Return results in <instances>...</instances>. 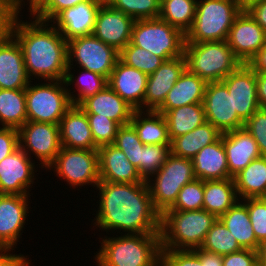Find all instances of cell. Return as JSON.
<instances>
[{"label": "cell", "mask_w": 266, "mask_h": 266, "mask_svg": "<svg viewBox=\"0 0 266 266\" xmlns=\"http://www.w3.org/2000/svg\"><path fill=\"white\" fill-rule=\"evenodd\" d=\"M27 1V2H26ZM45 0H18L12 7L15 15H19L20 17L23 16L22 9H24L28 5V9L31 15ZM23 2V3H22ZM26 2V4H25ZM29 3V4H28ZM22 8V9H21ZM21 12V13H20ZM22 14V15H20Z\"/></svg>", "instance_id": "6f0895ef"}, {"label": "cell", "mask_w": 266, "mask_h": 266, "mask_svg": "<svg viewBox=\"0 0 266 266\" xmlns=\"http://www.w3.org/2000/svg\"><path fill=\"white\" fill-rule=\"evenodd\" d=\"M244 9L266 32V0H255L245 6Z\"/></svg>", "instance_id": "db71d44e"}, {"label": "cell", "mask_w": 266, "mask_h": 266, "mask_svg": "<svg viewBox=\"0 0 266 266\" xmlns=\"http://www.w3.org/2000/svg\"><path fill=\"white\" fill-rule=\"evenodd\" d=\"M243 249L258 251L260 244L251 226L246 204L239 200L219 218Z\"/></svg>", "instance_id": "836d02e7"}, {"label": "cell", "mask_w": 266, "mask_h": 266, "mask_svg": "<svg viewBox=\"0 0 266 266\" xmlns=\"http://www.w3.org/2000/svg\"><path fill=\"white\" fill-rule=\"evenodd\" d=\"M239 201L233 178L204 181L203 209L220 218Z\"/></svg>", "instance_id": "1f68e13d"}, {"label": "cell", "mask_w": 266, "mask_h": 266, "mask_svg": "<svg viewBox=\"0 0 266 266\" xmlns=\"http://www.w3.org/2000/svg\"><path fill=\"white\" fill-rule=\"evenodd\" d=\"M87 0H45L31 15L37 20L50 22L59 12Z\"/></svg>", "instance_id": "c3c4849f"}, {"label": "cell", "mask_w": 266, "mask_h": 266, "mask_svg": "<svg viewBox=\"0 0 266 266\" xmlns=\"http://www.w3.org/2000/svg\"><path fill=\"white\" fill-rule=\"evenodd\" d=\"M19 144L31 159L34 155L40 168L47 169L62 148L59 124L26 121L19 129Z\"/></svg>", "instance_id": "7c38bea8"}, {"label": "cell", "mask_w": 266, "mask_h": 266, "mask_svg": "<svg viewBox=\"0 0 266 266\" xmlns=\"http://www.w3.org/2000/svg\"><path fill=\"white\" fill-rule=\"evenodd\" d=\"M9 3L11 6H13L18 0H3Z\"/></svg>", "instance_id": "91938a15"}, {"label": "cell", "mask_w": 266, "mask_h": 266, "mask_svg": "<svg viewBox=\"0 0 266 266\" xmlns=\"http://www.w3.org/2000/svg\"><path fill=\"white\" fill-rule=\"evenodd\" d=\"M108 4L115 10L132 17L134 20L158 18L160 0H109Z\"/></svg>", "instance_id": "60d3db41"}, {"label": "cell", "mask_w": 266, "mask_h": 266, "mask_svg": "<svg viewBox=\"0 0 266 266\" xmlns=\"http://www.w3.org/2000/svg\"><path fill=\"white\" fill-rule=\"evenodd\" d=\"M131 42L167 61L184 55L186 35L158 17L135 20Z\"/></svg>", "instance_id": "9c48e42d"}, {"label": "cell", "mask_w": 266, "mask_h": 266, "mask_svg": "<svg viewBox=\"0 0 266 266\" xmlns=\"http://www.w3.org/2000/svg\"><path fill=\"white\" fill-rule=\"evenodd\" d=\"M99 238L97 266H157L161 262L160 234H123Z\"/></svg>", "instance_id": "3957f363"}, {"label": "cell", "mask_w": 266, "mask_h": 266, "mask_svg": "<svg viewBox=\"0 0 266 266\" xmlns=\"http://www.w3.org/2000/svg\"><path fill=\"white\" fill-rule=\"evenodd\" d=\"M233 179L239 200L266 198V156L253 160Z\"/></svg>", "instance_id": "4dcf8cb0"}, {"label": "cell", "mask_w": 266, "mask_h": 266, "mask_svg": "<svg viewBox=\"0 0 266 266\" xmlns=\"http://www.w3.org/2000/svg\"><path fill=\"white\" fill-rule=\"evenodd\" d=\"M248 65L255 72L266 73V44L249 61Z\"/></svg>", "instance_id": "11a10c76"}, {"label": "cell", "mask_w": 266, "mask_h": 266, "mask_svg": "<svg viewBox=\"0 0 266 266\" xmlns=\"http://www.w3.org/2000/svg\"><path fill=\"white\" fill-rule=\"evenodd\" d=\"M234 1H236L237 3L243 6V0H234Z\"/></svg>", "instance_id": "6125c7cd"}, {"label": "cell", "mask_w": 266, "mask_h": 266, "mask_svg": "<svg viewBox=\"0 0 266 266\" xmlns=\"http://www.w3.org/2000/svg\"><path fill=\"white\" fill-rule=\"evenodd\" d=\"M197 0H161L159 18L185 35L193 25Z\"/></svg>", "instance_id": "74e56055"}, {"label": "cell", "mask_w": 266, "mask_h": 266, "mask_svg": "<svg viewBox=\"0 0 266 266\" xmlns=\"http://www.w3.org/2000/svg\"><path fill=\"white\" fill-rule=\"evenodd\" d=\"M19 18L14 17L11 35L22 48L30 79L64 80L68 67L67 41L50 22Z\"/></svg>", "instance_id": "7a4b0ae2"}, {"label": "cell", "mask_w": 266, "mask_h": 266, "mask_svg": "<svg viewBox=\"0 0 266 266\" xmlns=\"http://www.w3.org/2000/svg\"><path fill=\"white\" fill-rule=\"evenodd\" d=\"M100 1H102L104 3H108L109 0H100Z\"/></svg>", "instance_id": "be15d7a7"}, {"label": "cell", "mask_w": 266, "mask_h": 266, "mask_svg": "<svg viewBox=\"0 0 266 266\" xmlns=\"http://www.w3.org/2000/svg\"><path fill=\"white\" fill-rule=\"evenodd\" d=\"M96 189L99 206L93 227L99 232L160 234L161 214L154 208L146 182H99Z\"/></svg>", "instance_id": "6da1fadb"}, {"label": "cell", "mask_w": 266, "mask_h": 266, "mask_svg": "<svg viewBox=\"0 0 266 266\" xmlns=\"http://www.w3.org/2000/svg\"><path fill=\"white\" fill-rule=\"evenodd\" d=\"M19 147V130L0 126V162Z\"/></svg>", "instance_id": "681fc988"}, {"label": "cell", "mask_w": 266, "mask_h": 266, "mask_svg": "<svg viewBox=\"0 0 266 266\" xmlns=\"http://www.w3.org/2000/svg\"><path fill=\"white\" fill-rule=\"evenodd\" d=\"M15 248L0 246V266H30L31 259L24 254H13ZM12 251V253H10Z\"/></svg>", "instance_id": "816d5d0a"}, {"label": "cell", "mask_w": 266, "mask_h": 266, "mask_svg": "<svg viewBox=\"0 0 266 266\" xmlns=\"http://www.w3.org/2000/svg\"><path fill=\"white\" fill-rule=\"evenodd\" d=\"M30 196L0 194V246L16 248L20 242L31 208L28 204Z\"/></svg>", "instance_id": "ac0fdd59"}, {"label": "cell", "mask_w": 266, "mask_h": 266, "mask_svg": "<svg viewBox=\"0 0 266 266\" xmlns=\"http://www.w3.org/2000/svg\"><path fill=\"white\" fill-rule=\"evenodd\" d=\"M97 151L99 155L100 182H146L125 154L113 144L101 146Z\"/></svg>", "instance_id": "cb8c5ba5"}, {"label": "cell", "mask_w": 266, "mask_h": 266, "mask_svg": "<svg viewBox=\"0 0 266 266\" xmlns=\"http://www.w3.org/2000/svg\"><path fill=\"white\" fill-rule=\"evenodd\" d=\"M20 147L0 162V194L30 195L37 165ZM37 167V168H36ZM36 168V169H35Z\"/></svg>", "instance_id": "5bb4252c"}, {"label": "cell", "mask_w": 266, "mask_h": 266, "mask_svg": "<svg viewBox=\"0 0 266 266\" xmlns=\"http://www.w3.org/2000/svg\"><path fill=\"white\" fill-rule=\"evenodd\" d=\"M34 84L31 81L25 88L27 121L59 124L72 106L64 80Z\"/></svg>", "instance_id": "ba28073f"}, {"label": "cell", "mask_w": 266, "mask_h": 266, "mask_svg": "<svg viewBox=\"0 0 266 266\" xmlns=\"http://www.w3.org/2000/svg\"><path fill=\"white\" fill-rule=\"evenodd\" d=\"M244 128L255 139L260 154L266 156V109L259 108L245 123Z\"/></svg>", "instance_id": "7dc6e473"}, {"label": "cell", "mask_w": 266, "mask_h": 266, "mask_svg": "<svg viewBox=\"0 0 266 266\" xmlns=\"http://www.w3.org/2000/svg\"><path fill=\"white\" fill-rule=\"evenodd\" d=\"M161 262L164 266H223V256L201 248L161 249Z\"/></svg>", "instance_id": "8d00e7d4"}, {"label": "cell", "mask_w": 266, "mask_h": 266, "mask_svg": "<svg viewBox=\"0 0 266 266\" xmlns=\"http://www.w3.org/2000/svg\"><path fill=\"white\" fill-rule=\"evenodd\" d=\"M207 83L187 68L168 92L157 110H171L194 103H203Z\"/></svg>", "instance_id": "83f0119b"}, {"label": "cell", "mask_w": 266, "mask_h": 266, "mask_svg": "<svg viewBox=\"0 0 266 266\" xmlns=\"http://www.w3.org/2000/svg\"><path fill=\"white\" fill-rule=\"evenodd\" d=\"M157 266H164V264L162 262H160Z\"/></svg>", "instance_id": "e7e4bbea"}, {"label": "cell", "mask_w": 266, "mask_h": 266, "mask_svg": "<svg viewBox=\"0 0 266 266\" xmlns=\"http://www.w3.org/2000/svg\"><path fill=\"white\" fill-rule=\"evenodd\" d=\"M244 9L234 0H197L196 14L186 43L225 41L235 18Z\"/></svg>", "instance_id": "5b68a950"}, {"label": "cell", "mask_w": 266, "mask_h": 266, "mask_svg": "<svg viewBox=\"0 0 266 266\" xmlns=\"http://www.w3.org/2000/svg\"><path fill=\"white\" fill-rule=\"evenodd\" d=\"M81 70L82 71H80L79 68L78 76H75L74 71L73 73L71 72V70L66 71L64 82L67 86L66 88L72 105H79L87 97L95 95L97 92L102 91L107 86L106 77L89 70ZM71 85H75L77 91L73 90V87L71 88Z\"/></svg>", "instance_id": "d590c367"}, {"label": "cell", "mask_w": 266, "mask_h": 266, "mask_svg": "<svg viewBox=\"0 0 266 266\" xmlns=\"http://www.w3.org/2000/svg\"><path fill=\"white\" fill-rule=\"evenodd\" d=\"M259 266H266V240L262 242L258 249Z\"/></svg>", "instance_id": "680465c9"}, {"label": "cell", "mask_w": 266, "mask_h": 266, "mask_svg": "<svg viewBox=\"0 0 266 266\" xmlns=\"http://www.w3.org/2000/svg\"><path fill=\"white\" fill-rule=\"evenodd\" d=\"M218 218L201 210H166L161 215V249L193 250L200 248Z\"/></svg>", "instance_id": "277c9868"}, {"label": "cell", "mask_w": 266, "mask_h": 266, "mask_svg": "<svg viewBox=\"0 0 266 266\" xmlns=\"http://www.w3.org/2000/svg\"><path fill=\"white\" fill-rule=\"evenodd\" d=\"M194 179L192 159L169 153L162 167L146 181L154 208L162 215L174 205L182 187Z\"/></svg>", "instance_id": "52a82bcc"}, {"label": "cell", "mask_w": 266, "mask_h": 266, "mask_svg": "<svg viewBox=\"0 0 266 266\" xmlns=\"http://www.w3.org/2000/svg\"><path fill=\"white\" fill-rule=\"evenodd\" d=\"M162 113L168 124L170 141L204 124L206 115L203 103L188 104L171 110H156Z\"/></svg>", "instance_id": "d6a6232c"}, {"label": "cell", "mask_w": 266, "mask_h": 266, "mask_svg": "<svg viewBox=\"0 0 266 266\" xmlns=\"http://www.w3.org/2000/svg\"><path fill=\"white\" fill-rule=\"evenodd\" d=\"M135 20L104 3L96 18L93 35L121 51L130 41Z\"/></svg>", "instance_id": "d6986e66"}, {"label": "cell", "mask_w": 266, "mask_h": 266, "mask_svg": "<svg viewBox=\"0 0 266 266\" xmlns=\"http://www.w3.org/2000/svg\"><path fill=\"white\" fill-rule=\"evenodd\" d=\"M226 151L229 175L233 178L253 160L261 157L258 145L245 129H236L222 134Z\"/></svg>", "instance_id": "603a6c76"}, {"label": "cell", "mask_w": 266, "mask_h": 266, "mask_svg": "<svg viewBox=\"0 0 266 266\" xmlns=\"http://www.w3.org/2000/svg\"><path fill=\"white\" fill-rule=\"evenodd\" d=\"M130 124L144 145H171L168 124L162 113L153 110H135Z\"/></svg>", "instance_id": "f1b7e54d"}, {"label": "cell", "mask_w": 266, "mask_h": 266, "mask_svg": "<svg viewBox=\"0 0 266 266\" xmlns=\"http://www.w3.org/2000/svg\"><path fill=\"white\" fill-rule=\"evenodd\" d=\"M207 122L222 134L244 128V121L233 111L232 95L222 81L207 83L203 99Z\"/></svg>", "instance_id": "4fadbf2b"}, {"label": "cell", "mask_w": 266, "mask_h": 266, "mask_svg": "<svg viewBox=\"0 0 266 266\" xmlns=\"http://www.w3.org/2000/svg\"><path fill=\"white\" fill-rule=\"evenodd\" d=\"M185 69L186 59L183 55L164 61L154 73L148 75L143 110L156 111Z\"/></svg>", "instance_id": "ffe728a7"}, {"label": "cell", "mask_w": 266, "mask_h": 266, "mask_svg": "<svg viewBox=\"0 0 266 266\" xmlns=\"http://www.w3.org/2000/svg\"><path fill=\"white\" fill-rule=\"evenodd\" d=\"M60 141L69 149L97 150L89 125L87 114L79 107L72 105L59 123Z\"/></svg>", "instance_id": "d4e9b609"}, {"label": "cell", "mask_w": 266, "mask_h": 266, "mask_svg": "<svg viewBox=\"0 0 266 266\" xmlns=\"http://www.w3.org/2000/svg\"><path fill=\"white\" fill-rule=\"evenodd\" d=\"M30 82L22 48L10 34L0 41V89H25Z\"/></svg>", "instance_id": "7402d4cb"}, {"label": "cell", "mask_w": 266, "mask_h": 266, "mask_svg": "<svg viewBox=\"0 0 266 266\" xmlns=\"http://www.w3.org/2000/svg\"><path fill=\"white\" fill-rule=\"evenodd\" d=\"M79 107L86 114H99L102 117H108L120 126L129 124L135 109L124 101L108 85L95 95L83 100Z\"/></svg>", "instance_id": "484cf974"}, {"label": "cell", "mask_w": 266, "mask_h": 266, "mask_svg": "<svg viewBox=\"0 0 266 266\" xmlns=\"http://www.w3.org/2000/svg\"><path fill=\"white\" fill-rule=\"evenodd\" d=\"M67 56V70L73 71L77 66L108 79L119 59V51L91 34L67 41Z\"/></svg>", "instance_id": "8fae6325"}, {"label": "cell", "mask_w": 266, "mask_h": 266, "mask_svg": "<svg viewBox=\"0 0 266 266\" xmlns=\"http://www.w3.org/2000/svg\"><path fill=\"white\" fill-rule=\"evenodd\" d=\"M15 16L13 7L6 1L0 0V41L11 34V26Z\"/></svg>", "instance_id": "f5cc1de1"}, {"label": "cell", "mask_w": 266, "mask_h": 266, "mask_svg": "<svg viewBox=\"0 0 266 266\" xmlns=\"http://www.w3.org/2000/svg\"><path fill=\"white\" fill-rule=\"evenodd\" d=\"M234 56L242 63L248 64L256 53L266 44V32L243 9L235 18L227 38Z\"/></svg>", "instance_id": "9a60e30c"}, {"label": "cell", "mask_w": 266, "mask_h": 266, "mask_svg": "<svg viewBox=\"0 0 266 266\" xmlns=\"http://www.w3.org/2000/svg\"><path fill=\"white\" fill-rule=\"evenodd\" d=\"M200 248L207 252L216 253L222 256L243 249L219 218L208 231Z\"/></svg>", "instance_id": "f35d334b"}, {"label": "cell", "mask_w": 266, "mask_h": 266, "mask_svg": "<svg viewBox=\"0 0 266 266\" xmlns=\"http://www.w3.org/2000/svg\"><path fill=\"white\" fill-rule=\"evenodd\" d=\"M242 201L247 206L257 242L261 244L266 240V198H248Z\"/></svg>", "instance_id": "bcb514c9"}, {"label": "cell", "mask_w": 266, "mask_h": 266, "mask_svg": "<svg viewBox=\"0 0 266 266\" xmlns=\"http://www.w3.org/2000/svg\"><path fill=\"white\" fill-rule=\"evenodd\" d=\"M113 145L125 154L136 169L141 166L142 147L144 144L140 141L130 123L119 127Z\"/></svg>", "instance_id": "b9f144b4"}, {"label": "cell", "mask_w": 266, "mask_h": 266, "mask_svg": "<svg viewBox=\"0 0 266 266\" xmlns=\"http://www.w3.org/2000/svg\"><path fill=\"white\" fill-rule=\"evenodd\" d=\"M255 0H243V7L247 6L249 3L253 2Z\"/></svg>", "instance_id": "94428289"}, {"label": "cell", "mask_w": 266, "mask_h": 266, "mask_svg": "<svg viewBox=\"0 0 266 266\" xmlns=\"http://www.w3.org/2000/svg\"><path fill=\"white\" fill-rule=\"evenodd\" d=\"M26 121L25 89H0V125L19 130Z\"/></svg>", "instance_id": "e575fe53"}, {"label": "cell", "mask_w": 266, "mask_h": 266, "mask_svg": "<svg viewBox=\"0 0 266 266\" xmlns=\"http://www.w3.org/2000/svg\"><path fill=\"white\" fill-rule=\"evenodd\" d=\"M184 56L186 68L206 83L222 81L242 64L227 40L185 43Z\"/></svg>", "instance_id": "8992f818"}, {"label": "cell", "mask_w": 266, "mask_h": 266, "mask_svg": "<svg viewBox=\"0 0 266 266\" xmlns=\"http://www.w3.org/2000/svg\"><path fill=\"white\" fill-rule=\"evenodd\" d=\"M147 79V74L118 59L107 85L135 110H143Z\"/></svg>", "instance_id": "44dd1931"}, {"label": "cell", "mask_w": 266, "mask_h": 266, "mask_svg": "<svg viewBox=\"0 0 266 266\" xmlns=\"http://www.w3.org/2000/svg\"><path fill=\"white\" fill-rule=\"evenodd\" d=\"M256 81L259 106L266 109V73L256 72Z\"/></svg>", "instance_id": "9f6ffc18"}, {"label": "cell", "mask_w": 266, "mask_h": 266, "mask_svg": "<svg viewBox=\"0 0 266 266\" xmlns=\"http://www.w3.org/2000/svg\"><path fill=\"white\" fill-rule=\"evenodd\" d=\"M92 137L99 148L114 143L120 125L108 117L99 114H87Z\"/></svg>", "instance_id": "f6af8a7d"}, {"label": "cell", "mask_w": 266, "mask_h": 266, "mask_svg": "<svg viewBox=\"0 0 266 266\" xmlns=\"http://www.w3.org/2000/svg\"><path fill=\"white\" fill-rule=\"evenodd\" d=\"M223 266H259L258 251L242 249L223 255Z\"/></svg>", "instance_id": "f907efd6"}, {"label": "cell", "mask_w": 266, "mask_h": 266, "mask_svg": "<svg viewBox=\"0 0 266 266\" xmlns=\"http://www.w3.org/2000/svg\"><path fill=\"white\" fill-rule=\"evenodd\" d=\"M192 162L197 179L208 181L232 178L229 175L222 135L216 142L201 149Z\"/></svg>", "instance_id": "4316f807"}, {"label": "cell", "mask_w": 266, "mask_h": 266, "mask_svg": "<svg viewBox=\"0 0 266 266\" xmlns=\"http://www.w3.org/2000/svg\"><path fill=\"white\" fill-rule=\"evenodd\" d=\"M204 181L194 179L182 187L174 205L168 210L194 211L203 209Z\"/></svg>", "instance_id": "ee69618b"}, {"label": "cell", "mask_w": 266, "mask_h": 266, "mask_svg": "<svg viewBox=\"0 0 266 266\" xmlns=\"http://www.w3.org/2000/svg\"><path fill=\"white\" fill-rule=\"evenodd\" d=\"M119 59L147 75L154 73L165 61L152 52L134 45L131 41L119 52Z\"/></svg>", "instance_id": "ab89813d"}, {"label": "cell", "mask_w": 266, "mask_h": 266, "mask_svg": "<svg viewBox=\"0 0 266 266\" xmlns=\"http://www.w3.org/2000/svg\"><path fill=\"white\" fill-rule=\"evenodd\" d=\"M222 82L232 95L233 111L246 122L260 108L257 99L256 72L248 64H241Z\"/></svg>", "instance_id": "2e32d148"}, {"label": "cell", "mask_w": 266, "mask_h": 266, "mask_svg": "<svg viewBox=\"0 0 266 266\" xmlns=\"http://www.w3.org/2000/svg\"><path fill=\"white\" fill-rule=\"evenodd\" d=\"M104 2L87 0L59 12L50 23L66 41L91 35L94 32L97 14Z\"/></svg>", "instance_id": "e0dca14e"}, {"label": "cell", "mask_w": 266, "mask_h": 266, "mask_svg": "<svg viewBox=\"0 0 266 266\" xmlns=\"http://www.w3.org/2000/svg\"><path fill=\"white\" fill-rule=\"evenodd\" d=\"M51 170L71 188H82L85 185L96 188L100 182L98 151L62 146L55 161L46 169L48 172Z\"/></svg>", "instance_id": "30bf717a"}, {"label": "cell", "mask_w": 266, "mask_h": 266, "mask_svg": "<svg viewBox=\"0 0 266 266\" xmlns=\"http://www.w3.org/2000/svg\"><path fill=\"white\" fill-rule=\"evenodd\" d=\"M221 135L222 133L216 127L206 121L194 130L174 138L171 141L170 153L193 159L201 149L216 142Z\"/></svg>", "instance_id": "f546056e"}, {"label": "cell", "mask_w": 266, "mask_h": 266, "mask_svg": "<svg viewBox=\"0 0 266 266\" xmlns=\"http://www.w3.org/2000/svg\"><path fill=\"white\" fill-rule=\"evenodd\" d=\"M171 145H144L141 166L137 169L144 181L153 176L165 163Z\"/></svg>", "instance_id": "7bdbcfd3"}]
</instances>
